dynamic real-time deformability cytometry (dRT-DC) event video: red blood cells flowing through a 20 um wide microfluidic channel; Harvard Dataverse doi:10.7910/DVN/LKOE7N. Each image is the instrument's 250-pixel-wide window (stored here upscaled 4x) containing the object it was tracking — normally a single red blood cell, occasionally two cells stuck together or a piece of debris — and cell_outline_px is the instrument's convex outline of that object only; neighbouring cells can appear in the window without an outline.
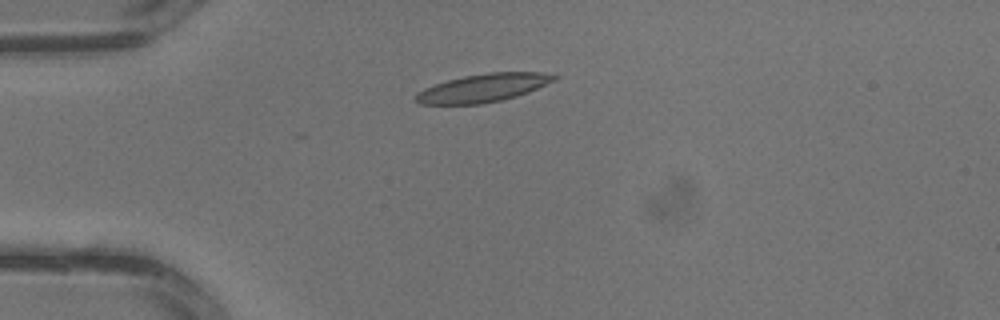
{"species": "common noctule bat (a hibernating species)", "species_latin": "Nyctalus noctula", "temperature_condition": "warm", "stored_images_in_passage": 2, "camera_frame_rate_fps": 3000, "um_per_image_px": 0.085, "animal": {"sex": "male", "body_mass_g": 13.3}, "frame": {"image": 1, "passage_image": 2, "time_ms": 0.333, "image_size_px": [1000, 320], "cell_outline_px": [[560, 76], [556, 80], [528, 92], [516, 96], [500, 100], [480, 104], [420, 104], [412, 100], [412, 96], [416, 92], [424, 88], [448, 80], [464, 76], [488, 72], [540, 72]], "centroid_in_image_um": [41.02, 7.47], "position_along_channel_um": 44.0, "area_um2": 22.77}}